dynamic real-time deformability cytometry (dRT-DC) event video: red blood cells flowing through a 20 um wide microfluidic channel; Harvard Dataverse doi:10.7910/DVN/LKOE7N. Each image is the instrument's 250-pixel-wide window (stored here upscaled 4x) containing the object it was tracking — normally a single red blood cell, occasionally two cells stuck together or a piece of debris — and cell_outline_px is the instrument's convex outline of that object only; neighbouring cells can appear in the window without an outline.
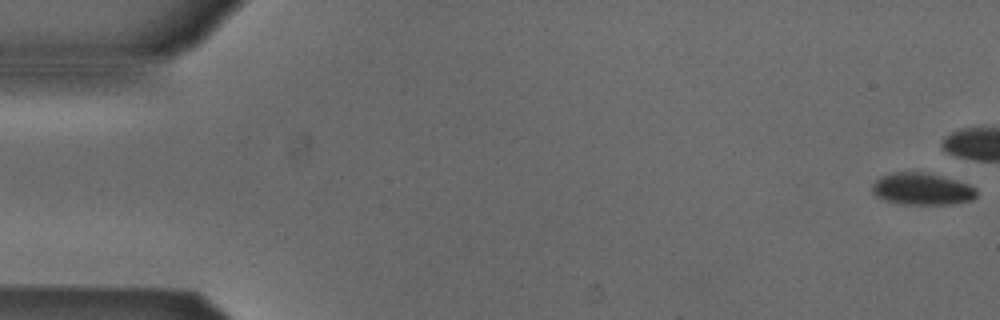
{"species": "Egyptian fruit bat (a non-hibernating species)", "species_latin": "Rousettus aegyptiacus", "temperature_condition": "cold", "stored_images_in_passage": 8, "camera_frame_rate_fps": 3000, "um_per_image_px": 0.085, "animal": {"sex": "male"}, "frame": {"image": 1, "passage_image": 1, "time_ms": 0.0, "image_size_px": [1000, 320], "cell_outline_px": [[976, 196], [972, 200], [948, 204], [904, 204], [884, 200], [876, 196], [872, 192], [872, 184], [880, 176], [896, 172], [924, 172], [956, 180], [968, 184], [976, 188]], "centroid_in_image_um": [78.35, 16.06], "position_along_channel_um": 6.7, "area_um2": 19.31}}